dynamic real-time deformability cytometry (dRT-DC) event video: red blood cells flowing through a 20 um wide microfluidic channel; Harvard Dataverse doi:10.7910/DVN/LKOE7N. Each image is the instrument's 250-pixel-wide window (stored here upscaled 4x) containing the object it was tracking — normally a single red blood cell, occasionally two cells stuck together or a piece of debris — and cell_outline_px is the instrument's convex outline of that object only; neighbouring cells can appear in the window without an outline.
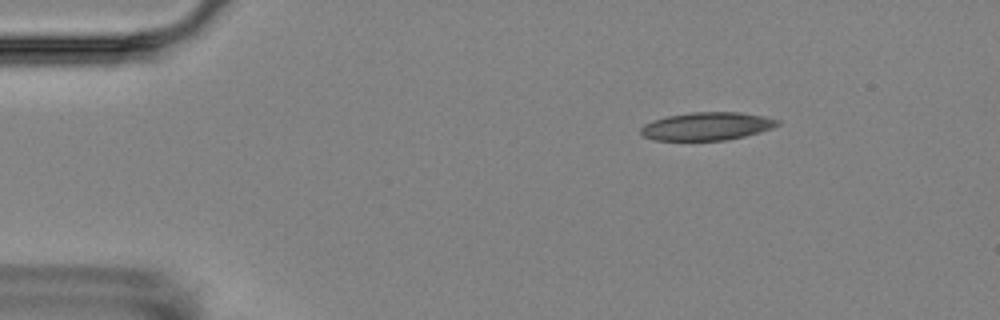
{"species": "Egyptian fruit bat (a non-hibernating species)", "species_latin": "Rousettus aegyptiacus", "temperature_condition": "room temperature", "stored_images_in_passage": 3, "camera_frame_rate_fps": 3000, "um_per_image_px": 0.085, "animal": {"sex": "female"}, "frame": {"image": 1, "passage_image": 1, "time_ms": 0.0, "image_size_px": [1000, 320], "cell_outline_px": [[780, 124], [772, 128], [760, 132], [728, 140], [656, 140], [644, 136], [640, 132], [640, 128], [644, 124], [652, 120], [668, 116], [692, 112], [740, 112], [764, 116], [780, 120]], "centroid_in_image_um": [60.1, 10.72], "position_along_channel_um": 24.9, "area_um2": 22.31}}